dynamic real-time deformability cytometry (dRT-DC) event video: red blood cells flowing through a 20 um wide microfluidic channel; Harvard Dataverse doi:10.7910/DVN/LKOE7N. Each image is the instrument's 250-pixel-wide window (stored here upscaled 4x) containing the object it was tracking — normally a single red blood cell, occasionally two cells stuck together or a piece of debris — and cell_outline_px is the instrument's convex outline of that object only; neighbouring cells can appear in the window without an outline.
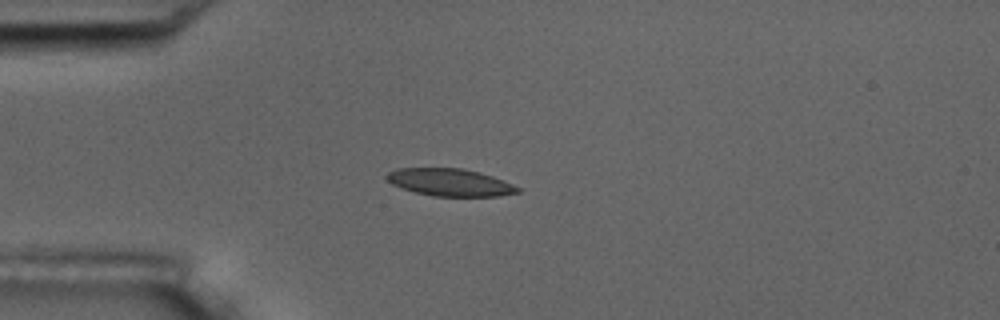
{"species": "common noctule bat (a hibernating species)", "species_latin": "Nyctalus noctula", "temperature_condition": "room temperature", "stored_images_in_passage": 3, "camera_frame_rate_fps": 3000, "um_per_image_px": 0.085, "animal": {"sex": "male", "body_mass_g": 17.5, "forearm_length_mm": 52.3}, "frame": {"image": 1, "passage_image": 3, "time_ms": 2.333, "image_size_px": [1000, 320], "cell_outline_px": [[520, 192], [500, 196], [432, 196], [416, 192], [392, 184], [384, 176], [388, 172], [396, 168], [464, 168], [480, 172], [492, 176], [512, 184], [520, 188]], "centroid_in_image_um": [38.25, 15.49], "position_along_channel_um": 46.8, "area_um2": 20.87}}